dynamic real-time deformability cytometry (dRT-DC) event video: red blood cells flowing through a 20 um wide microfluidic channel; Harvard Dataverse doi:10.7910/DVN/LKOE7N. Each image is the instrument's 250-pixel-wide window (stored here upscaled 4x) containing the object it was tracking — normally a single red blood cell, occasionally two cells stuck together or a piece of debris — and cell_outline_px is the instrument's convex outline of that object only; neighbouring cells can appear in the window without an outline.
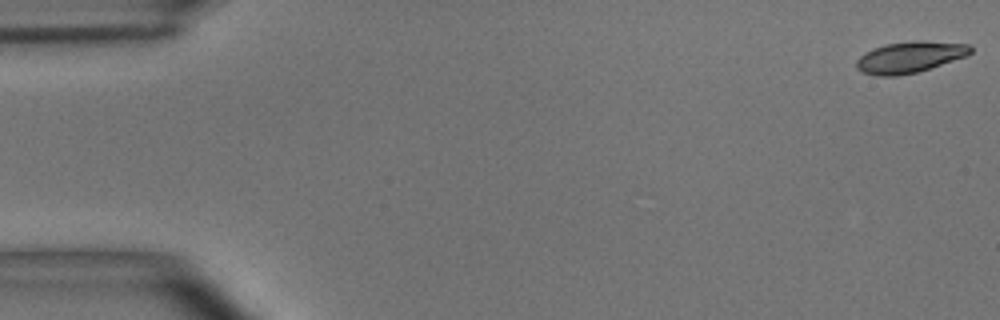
{"species": "common noctule bat (a hibernating species)", "species_latin": "Nyctalus noctula", "temperature_condition": "room temperature", "stored_images_in_passage": 54, "camera_frame_rate_fps": 3000, "um_per_image_px": 0.085, "animal": {"sex": "male", "body_mass_g": 15.6}, "frame": {"image": 1, "passage_image": 1, "time_ms": 0.0, "image_size_px": [1000, 320], "cell_outline_px": [[972, 52], [968, 56], [916, 72], [896, 76], [876, 76], [860, 72], [856, 68], [856, 60], [864, 52], [872, 48], [884, 44], [916, 40], [924, 40], [968, 44], [972, 48]], "centroid_in_image_um": [77.3, 4.85], "position_along_channel_um": 7.7, "area_um2": 21.04}}
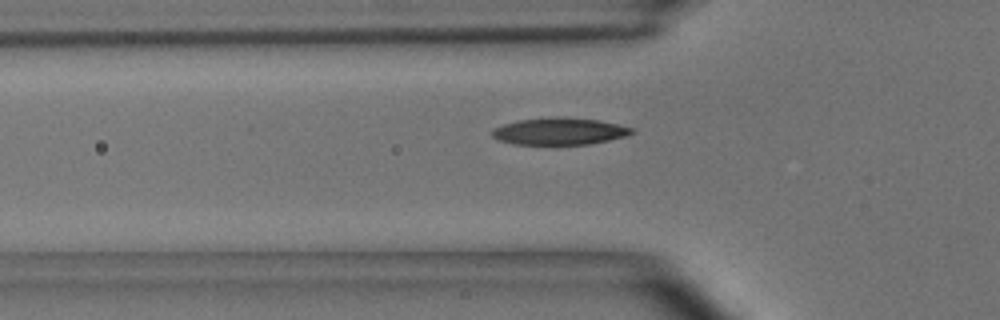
{"frame": {"image": 2, "passage_image": 18, "time_ms": 5.667, "image_size_px": [1000, 320], "cell_outline_px": [[636, 132], [624, 136], [608, 140], [588, 144], [512, 144], [496, 140], [492, 136], [492, 128], [504, 124], [520, 120], [556, 116], [600, 120], [636, 128]], "centroid_in_image_um": [47.56, 11.15], "position_along_channel_um": 78.2, "area_um2": 22.08}}
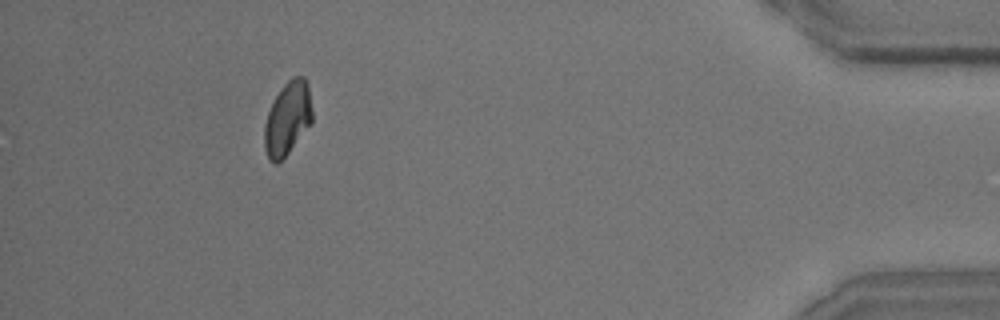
{"frame": {"image": 3, "passage_image": 50, "time_ms": 16.333, "image_size_px": [1000, 320], "cell_outline_px": [[312, 124], [288, 152], [276, 164], [268, 160], [264, 148], [264, 124], [268, 112], [280, 88], [292, 76], [304, 76], [308, 84], [312, 108]], "centroid_in_image_um": [24.45, 10.06], "position_along_channel_um": 410.8, "area_um2": 20.58}, "authors_computed_cell_mechanics": {"area_um2": 21.1548, "velocity_mm_per_s": 3.659, "shape_relaxation_time_tau1_ms": 3.2695, "shape_relaxation_time_tau2_ms": 8.9019, "deformation_change_tau1": 0.1267, "deformation_change_tau2": 0.128}}